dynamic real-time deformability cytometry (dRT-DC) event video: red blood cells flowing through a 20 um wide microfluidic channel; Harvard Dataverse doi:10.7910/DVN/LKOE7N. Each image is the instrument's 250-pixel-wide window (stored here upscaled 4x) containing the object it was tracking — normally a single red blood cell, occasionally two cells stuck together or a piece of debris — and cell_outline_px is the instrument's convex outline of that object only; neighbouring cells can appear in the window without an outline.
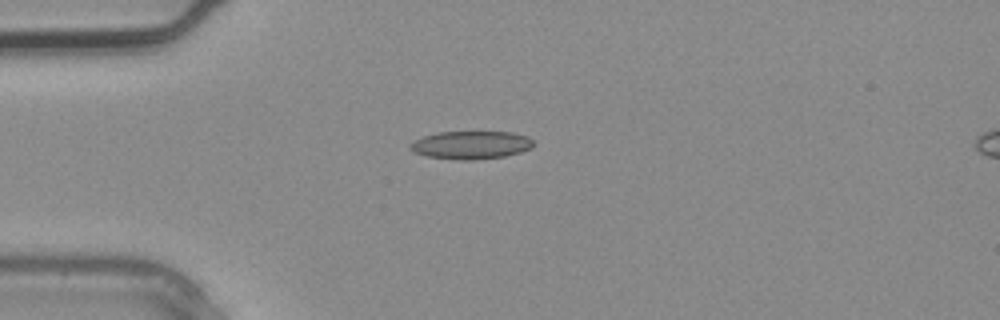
{"species": "common noctule bat (a hibernating species)", "species_latin": "Nyctalus noctula", "temperature_condition": "warm", "stored_images_in_passage": 1, "camera_frame_rate_fps": 3000, "um_per_image_px": 0.085, "animal": {"sex": "male", "body_mass_g": 20.4}, "frame": {"image": 1, "passage_image": 1, "time_ms": 0.0, "image_size_px": [1000, 320], "cell_outline_px": [[536, 144], [532, 148], [520, 152], [504, 156], [476, 160], [460, 160], [428, 156], [416, 152], [408, 148], [408, 144], [424, 136], [436, 132], [512, 132], [528, 136]], "centroid_in_image_um": [40.07, 12.32], "position_along_channel_um": 44.9, "area_um2": 20.17}}